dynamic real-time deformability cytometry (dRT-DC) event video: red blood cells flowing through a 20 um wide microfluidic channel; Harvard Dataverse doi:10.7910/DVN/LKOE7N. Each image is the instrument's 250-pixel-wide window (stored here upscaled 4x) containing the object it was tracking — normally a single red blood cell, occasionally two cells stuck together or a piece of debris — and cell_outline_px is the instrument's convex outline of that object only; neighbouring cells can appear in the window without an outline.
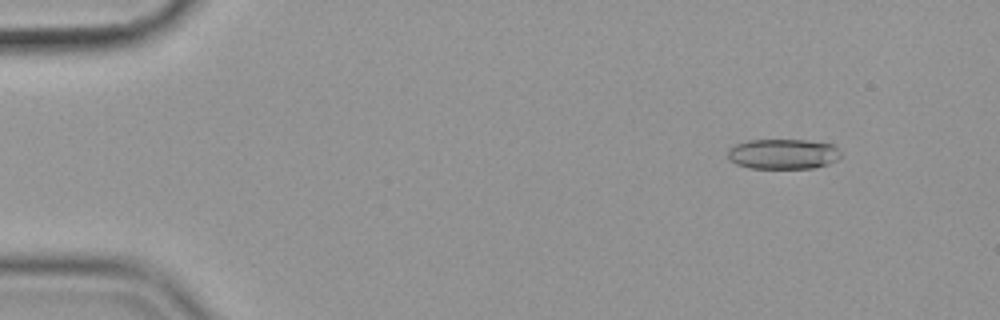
{"species": "common noctule bat (a hibernating species)", "species_latin": "Nyctalus noctula", "temperature_condition": "cold", "stored_images_in_passage": 53, "camera_frame_rate_fps": 3000, "um_per_image_px": 0.085, "animal": {"sex": "female", "body_mass_g": 19.9}, "frame": {"image": 1, "passage_image": 3, "time_ms": 0.667, "image_size_px": [1000, 320], "cell_outline_px": [[840, 156], [836, 160], [828, 164], [812, 168], [748, 168], [736, 164], [728, 160], [728, 148], [736, 144], [748, 140], [804, 140], [832, 144], [840, 152]], "centroid_in_image_um": [66.51, 13.09], "position_along_channel_um": 18.5, "area_um2": 19.88}}
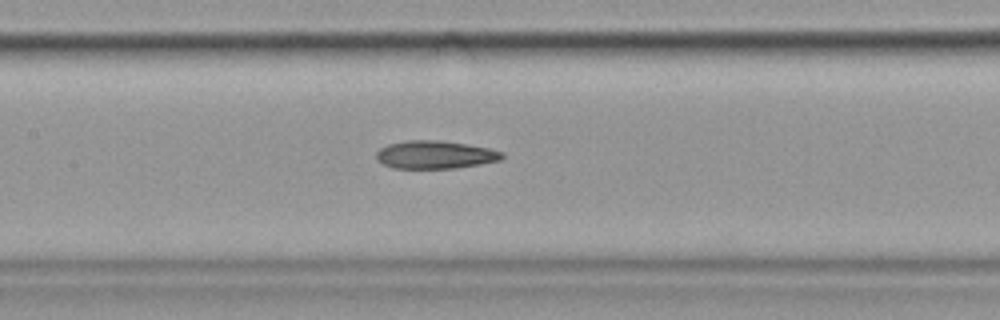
{"frame": {"image": 2, "passage_image": 24, "time_ms": 7.667, "image_size_px": [1000, 320], "cell_outline_px": [[504, 156], [500, 160], [480, 164], [456, 168], [392, 168], [376, 160], [376, 152], [380, 148], [388, 144], [408, 140], [440, 140], [488, 148], [504, 152]], "centroid_in_image_um": [36.96, 13.15], "position_along_channel_um": 170.4, "area_um2": 20.46}}
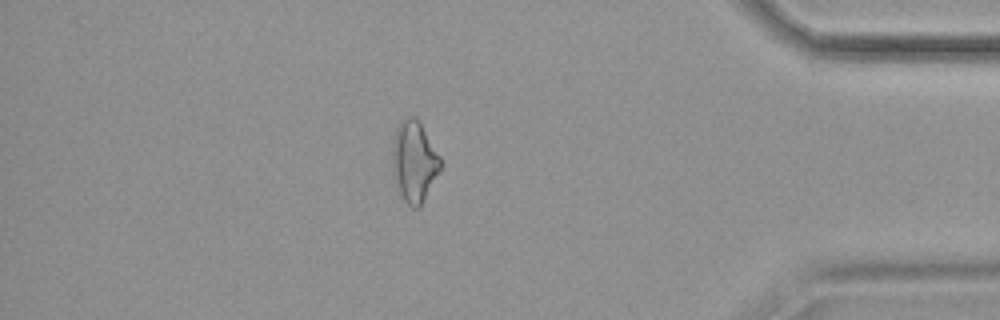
{"frame": {"image": 3, "passage_image": 46, "time_ms": 15.0, "image_size_px": [1000, 320], "cell_outline_px": [[440, 168], [420, 204], [416, 208], [412, 208], [404, 200], [400, 192], [396, 180], [392, 164], [392, 140], [396, 128], [400, 120], [408, 116], [416, 116], [440, 156]], "centroid_in_image_um": [35.17, 13.64], "position_along_channel_um": 400.0, "area_um2": 22.08}, "authors_computed_cell_mechanics": {"area_um2": 20.9236, "velocity_mm_per_s": 3.5821, "shape_relaxation_time_tau1_ms": 10.1568, "shape_relaxation_time_tau2_ms": null, "deformation_change_tau1": 0.167, "deformation_change_tau2": null}}